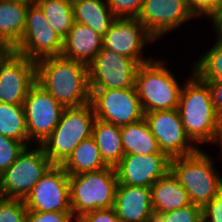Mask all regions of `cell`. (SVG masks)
<instances>
[{
	"instance_id": "6da1fadb",
	"label": "cell",
	"mask_w": 222,
	"mask_h": 222,
	"mask_svg": "<svg viewBox=\"0 0 222 222\" xmlns=\"http://www.w3.org/2000/svg\"><path fill=\"white\" fill-rule=\"evenodd\" d=\"M191 71L178 103L185 133L196 145L219 144L222 157V118L214 108L208 85Z\"/></svg>"
},
{
	"instance_id": "7a4b0ae2",
	"label": "cell",
	"mask_w": 222,
	"mask_h": 222,
	"mask_svg": "<svg viewBox=\"0 0 222 222\" xmlns=\"http://www.w3.org/2000/svg\"><path fill=\"white\" fill-rule=\"evenodd\" d=\"M36 83L64 107L90 102L88 65L60 56L36 61Z\"/></svg>"
},
{
	"instance_id": "3957f363",
	"label": "cell",
	"mask_w": 222,
	"mask_h": 222,
	"mask_svg": "<svg viewBox=\"0 0 222 222\" xmlns=\"http://www.w3.org/2000/svg\"><path fill=\"white\" fill-rule=\"evenodd\" d=\"M212 159L207 151L199 148L170 162V171L187 192L190 202L201 208L222 190V177Z\"/></svg>"
},
{
	"instance_id": "277c9868",
	"label": "cell",
	"mask_w": 222,
	"mask_h": 222,
	"mask_svg": "<svg viewBox=\"0 0 222 222\" xmlns=\"http://www.w3.org/2000/svg\"><path fill=\"white\" fill-rule=\"evenodd\" d=\"M159 58L139 65L135 89L144 113L178 108L183 85Z\"/></svg>"
},
{
	"instance_id": "5b68a950",
	"label": "cell",
	"mask_w": 222,
	"mask_h": 222,
	"mask_svg": "<svg viewBox=\"0 0 222 222\" xmlns=\"http://www.w3.org/2000/svg\"><path fill=\"white\" fill-rule=\"evenodd\" d=\"M96 117L91 103L65 107L57 126L40 145L53 165H62L76 146L92 135Z\"/></svg>"
},
{
	"instance_id": "8992f818",
	"label": "cell",
	"mask_w": 222,
	"mask_h": 222,
	"mask_svg": "<svg viewBox=\"0 0 222 222\" xmlns=\"http://www.w3.org/2000/svg\"><path fill=\"white\" fill-rule=\"evenodd\" d=\"M70 205L73 216L114 207L118 185L115 167L69 175Z\"/></svg>"
},
{
	"instance_id": "52a82bcc",
	"label": "cell",
	"mask_w": 222,
	"mask_h": 222,
	"mask_svg": "<svg viewBox=\"0 0 222 222\" xmlns=\"http://www.w3.org/2000/svg\"><path fill=\"white\" fill-rule=\"evenodd\" d=\"M27 146L15 162L0 174V196L25 199L53 165L40 145Z\"/></svg>"
},
{
	"instance_id": "ba28073f",
	"label": "cell",
	"mask_w": 222,
	"mask_h": 222,
	"mask_svg": "<svg viewBox=\"0 0 222 222\" xmlns=\"http://www.w3.org/2000/svg\"><path fill=\"white\" fill-rule=\"evenodd\" d=\"M90 103L97 119L124 126L144 118L135 86L124 89H90Z\"/></svg>"
},
{
	"instance_id": "9c48e42d",
	"label": "cell",
	"mask_w": 222,
	"mask_h": 222,
	"mask_svg": "<svg viewBox=\"0 0 222 222\" xmlns=\"http://www.w3.org/2000/svg\"><path fill=\"white\" fill-rule=\"evenodd\" d=\"M62 47L63 40L49 25L41 8L31 2L26 11L24 34L12 51L36 62L42 58L60 56Z\"/></svg>"
},
{
	"instance_id": "30bf717a",
	"label": "cell",
	"mask_w": 222,
	"mask_h": 222,
	"mask_svg": "<svg viewBox=\"0 0 222 222\" xmlns=\"http://www.w3.org/2000/svg\"><path fill=\"white\" fill-rule=\"evenodd\" d=\"M36 83V62L12 50L0 52V102L23 105Z\"/></svg>"
},
{
	"instance_id": "8fae6325",
	"label": "cell",
	"mask_w": 222,
	"mask_h": 222,
	"mask_svg": "<svg viewBox=\"0 0 222 222\" xmlns=\"http://www.w3.org/2000/svg\"><path fill=\"white\" fill-rule=\"evenodd\" d=\"M139 63L102 47L88 65L90 89L134 87Z\"/></svg>"
},
{
	"instance_id": "7c38bea8",
	"label": "cell",
	"mask_w": 222,
	"mask_h": 222,
	"mask_svg": "<svg viewBox=\"0 0 222 222\" xmlns=\"http://www.w3.org/2000/svg\"><path fill=\"white\" fill-rule=\"evenodd\" d=\"M29 145H41L60 121L65 107L35 83L23 102Z\"/></svg>"
},
{
	"instance_id": "4fadbf2b",
	"label": "cell",
	"mask_w": 222,
	"mask_h": 222,
	"mask_svg": "<svg viewBox=\"0 0 222 222\" xmlns=\"http://www.w3.org/2000/svg\"><path fill=\"white\" fill-rule=\"evenodd\" d=\"M28 212H72L69 175L52 165L24 199Z\"/></svg>"
},
{
	"instance_id": "5bb4252c",
	"label": "cell",
	"mask_w": 222,
	"mask_h": 222,
	"mask_svg": "<svg viewBox=\"0 0 222 222\" xmlns=\"http://www.w3.org/2000/svg\"><path fill=\"white\" fill-rule=\"evenodd\" d=\"M160 152L170 159L195 153V146L186 135L178 108L144 113Z\"/></svg>"
},
{
	"instance_id": "9a60e30c",
	"label": "cell",
	"mask_w": 222,
	"mask_h": 222,
	"mask_svg": "<svg viewBox=\"0 0 222 222\" xmlns=\"http://www.w3.org/2000/svg\"><path fill=\"white\" fill-rule=\"evenodd\" d=\"M195 18L187 0H144L137 17L157 41Z\"/></svg>"
},
{
	"instance_id": "2e32d148",
	"label": "cell",
	"mask_w": 222,
	"mask_h": 222,
	"mask_svg": "<svg viewBox=\"0 0 222 222\" xmlns=\"http://www.w3.org/2000/svg\"><path fill=\"white\" fill-rule=\"evenodd\" d=\"M156 39L137 18H116L103 35V48L132 58L139 64L152 58L142 55V50Z\"/></svg>"
},
{
	"instance_id": "e0dca14e",
	"label": "cell",
	"mask_w": 222,
	"mask_h": 222,
	"mask_svg": "<svg viewBox=\"0 0 222 222\" xmlns=\"http://www.w3.org/2000/svg\"><path fill=\"white\" fill-rule=\"evenodd\" d=\"M171 159L166 154H127L115 166L119 184L151 187L170 171Z\"/></svg>"
},
{
	"instance_id": "ac0fdd59",
	"label": "cell",
	"mask_w": 222,
	"mask_h": 222,
	"mask_svg": "<svg viewBox=\"0 0 222 222\" xmlns=\"http://www.w3.org/2000/svg\"><path fill=\"white\" fill-rule=\"evenodd\" d=\"M113 208L121 222H153L151 187L118 183Z\"/></svg>"
},
{
	"instance_id": "d6986e66",
	"label": "cell",
	"mask_w": 222,
	"mask_h": 222,
	"mask_svg": "<svg viewBox=\"0 0 222 222\" xmlns=\"http://www.w3.org/2000/svg\"><path fill=\"white\" fill-rule=\"evenodd\" d=\"M102 47V35L90 27L74 21L69 33L63 39L61 55L89 65Z\"/></svg>"
},
{
	"instance_id": "ffe728a7",
	"label": "cell",
	"mask_w": 222,
	"mask_h": 222,
	"mask_svg": "<svg viewBox=\"0 0 222 222\" xmlns=\"http://www.w3.org/2000/svg\"><path fill=\"white\" fill-rule=\"evenodd\" d=\"M31 2L27 0H0V47L12 50L22 39L26 11Z\"/></svg>"
},
{
	"instance_id": "44dd1931",
	"label": "cell",
	"mask_w": 222,
	"mask_h": 222,
	"mask_svg": "<svg viewBox=\"0 0 222 222\" xmlns=\"http://www.w3.org/2000/svg\"><path fill=\"white\" fill-rule=\"evenodd\" d=\"M154 215L178 210L191 204L185 189L169 171L151 186Z\"/></svg>"
},
{
	"instance_id": "7402d4cb",
	"label": "cell",
	"mask_w": 222,
	"mask_h": 222,
	"mask_svg": "<svg viewBox=\"0 0 222 222\" xmlns=\"http://www.w3.org/2000/svg\"><path fill=\"white\" fill-rule=\"evenodd\" d=\"M74 21L104 35L116 19L107 0H72Z\"/></svg>"
},
{
	"instance_id": "603a6c76",
	"label": "cell",
	"mask_w": 222,
	"mask_h": 222,
	"mask_svg": "<svg viewBox=\"0 0 222 222\" xmlns=\"http://www.w3.org/2000/svg\"><path fill=\"white\" fill-rule=\"evenodd\" d=\"M101 153L103 161L115 167L124 156L121 126L95 119L91 135Z\"/></svg>"
},
{
	"instance_id": "cb8c5ba5",
	"label": "cell",
	"mask_w": 222,
	"mask_h": 222,
	"mask_svg": "<svg viewBox=\"0 0 222 222\" xmlns=\"http://www.w3.org/2000/svg\"><path fill=\"white\" fill-rule=\"evenodd\" d=\"M121 140L124 155L164 154L160 152L156 138L144 118L136 123L121 126Z\"/></svg>"
},
{
	"instance_id": "d4e9b609",
	"label": "cell",
	"mask_w": 222,
	"mask_h": 222,
	"mask_svg": "<svg viewBox=\"0 0 222 222\" xmlns=\"http://www.w3.org/2000/svg\"><path fill=\"white\" fill-rule=\"evenodd\" d=\"M61 166L68 175L97 171L108 167L92 136L82 140Z\"/></svg>"
},
{
	"instance_id": "484cf974",
	"label": "cell",
	"mask_w": 222,
	"mask_h": 222,
	"mask_svg": "<svg viewBox=\"0 0 222 222\" xmlns=\"http://www.w3.org/2000/svg\"><path fill=\"white\" fill-rule=\"evenodd\" d=\"M34 2L41 8L55 33L63 40L74 23L72 0H35Z\"/></svg>"
},
{
	"instance_id": "4316f807",
	"label": "cell",
	"mask_w": 222,
	"mask_h": 222,
	"mask_svg": "<svg viewBox=\"0 0 222 222\" xmlns=\"http://www.w3.org/2000/svg\"><path fill=\"white\" fill-rule=\"evenodd\" d=\"M0 135L29 146L28 131L23 105L0 102Z\"/></svg>"
},
{
	"instance_id": "83f0119b",
	"label": "cell",
	"mask_w": 222,
	"mask_h": 222,
	"mask_svg": "<svg viewBox=\"0 0 222 222\" xmlns=\"http://www.w3.org/2000/svg\"><path fill=\"white\" fill-rule=\"evenodd\" d=\"M216 33L215 43L191 67L203 82L222 80V33Z\"/></svg>"
},
{
	"instance_id": "f1b7e54d",
	"label": "cell",
	"mask_w": 222,
	"mask_h": 222,
	"mask_svg": "<svg viewBox=\"0 0 222 222\" xmlns=\"http://www.w3.org/2000/svg\"><path fill=\"white\" fill-rule=\"evenodd\" d=\"M27 213L23 199L0 196V222H27Z\"/></svg>"
},
{
	"instance_id": "f546056e",
	"label": "cell",
	"mask_w": 222,
	"mask_h": 222,
	"mask_svg": "<svg viewBox=\"0 0 222 222\" xmlns=\"http://www.w3.org/2000/svg\"><path fill=\"white\" fill-rule=\"evenodd\" d=\"M202 220V208L190 204L178 210L154 215L153 222H200Z\"/></svg>"
},
{
	"instance_id": "4dcf8cb0",
	"label": "cell",
	"mask_w": 222,
	"mask_h": 222,
	"mask_svg": "<svg viewBox=\"0 0 222 222\" xmlns=\"http://www.w3.org/2000/svg\"><path fill=\"white\" fill-rule=\"evenodd\" d=\"M25 147L18 140L0 135V174L15 162Z\"/></svg>"
},
{
	"instance_id": "1f68e13d",
	"label": "cell",
	"mask_w": 222,
	"mask_h": 222,
	"mask_svg": "<svg viewBox=\"0 0 222 222\" xmlns=\"http://www.w3.org/2000/svg\"><path fill=\"white\" fill-rule=\"evenodd\" d=\"M144 0H107L115 18H137Z\"/></svg>"
},
{
	"instance_id": "d6a6232c",
	"label": "cell",
	"mask_w": 222,
	"mask_h": 222,
	"mask_svg": "<svg viewBox=\"0 0 222 222\" xmlns=\"http://www.w3.org/2000/svg\"><path fill=\"white\" fill-rule=\"evenodd\" d=\"M191 12L197 18H207L209 21L220 10L222 0H187Z\"/></svg>"
},
{
	"instance_id": "836d02e7",
	"label": "cell",
	"mask_w": 222,
	"mask_h": 222,
	"mask_svg": "<svg viewBox=\"0 0 222 222\" xmlns=\"http://www.w3.org/2000/svg\"><path fill=\"white\" fill-rule=\"evenodd\" d=\"M76 222L73 212H28L27 222Z\"/></svg>"
},
{
	"instance_id": "e575fe53",
	"label": "cell",
	"mask_w": 222,
	"mask_h": 222,
	"mask_svg": "<svg viewBox=\"0 0 222 222\" xmlns=\"http://www.w3.org/2000/svg\"><path fill=\"white\" fill-rule=\"evenodd\" d=\"M204 222H222V190L202 208Z\"/></svg>"
},
{
	"instance_id": "d590c367",
	"label": "cell",
	"mask_w": 222,
	"mask_h": 222,
	"mask_svg": "<svg viewBox=\"0 0 222 222\" xmlns=\"http://www.w3.org/2000/svg\"><path fill=\"white\" fill-rule=\"evenodd\" d=\"M76 222H121L114 208L98 209L80 215Z\"/></svg>"
},
{
	"instance_id": "8d00e7d4",
	"label": "cell",
	"mask_w": 222,
	"mask_h": 222,
	"mask_svg": "<svg viewBox=\"0 0 222 222\" xmlns=\"http://www.w3.org/2000/svg\"><path fill=\"white\" fill-rule=\"evenodd\" d=\"M205 83L209 87L214 108L222 118V80L206 81Z\"/></svg>"
},
{
	"instance_id": "74e56055",
	"label": "cell",
	"mask_w": 222,
	"mask_h": 222,
	"mask_svg": "<svg viewBox=\"0 0 222 222\" xmlns=\"http://www.w3.org/2000/svg\"><path fill=\"white\" fill-rule=\"evenodd\" d=\"M212 21V27L214 32L222 33V5L220 10L214 15V17L210 20Z\"/></svg>"
}]
</instances>
